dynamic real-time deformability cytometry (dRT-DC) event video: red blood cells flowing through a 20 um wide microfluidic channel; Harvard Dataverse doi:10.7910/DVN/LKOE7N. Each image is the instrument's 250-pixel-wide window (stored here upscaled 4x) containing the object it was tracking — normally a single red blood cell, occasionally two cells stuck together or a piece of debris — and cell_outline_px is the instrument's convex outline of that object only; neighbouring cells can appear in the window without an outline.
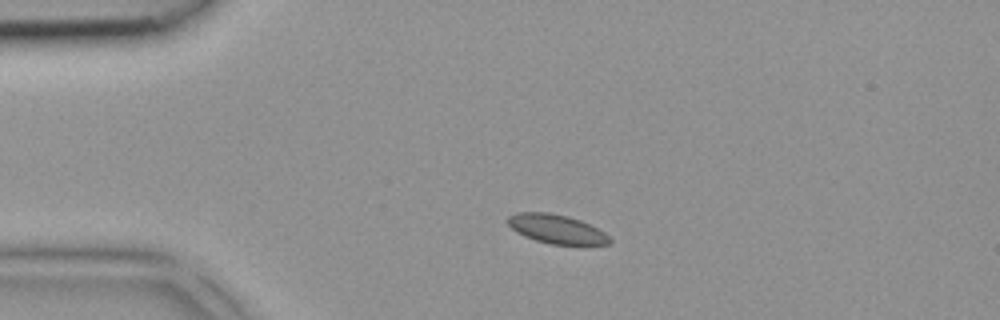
{"species": "common noctule bat (a hibernating species)", "species_latin": "Nyctalus noctula", "temperature_condition": "room temperature", "stored_images_in_passage": 2, "camera_frame_rate_fps": 3000, "um_per_image_px": 0.085, "animal": {"sex": "female", "body_mass_g": 18.4}, "frame": {"image": 1, "passage_image": 1, "time_ms": 0.0, "image_size_px": [1000, 320], "cell_outline_px": [[612, 240], [608, 244], [552, 244], [536, 240], [524, 236], [516, 232], [508, 224], [508, 216], [516, 212], [548, 212], [568, 216], [580, 220], [604, 232]], "centroid_in_image_um": [47.27, 19.45], "position_along_channel_um": 37.7, "area_um2": 16.99}}